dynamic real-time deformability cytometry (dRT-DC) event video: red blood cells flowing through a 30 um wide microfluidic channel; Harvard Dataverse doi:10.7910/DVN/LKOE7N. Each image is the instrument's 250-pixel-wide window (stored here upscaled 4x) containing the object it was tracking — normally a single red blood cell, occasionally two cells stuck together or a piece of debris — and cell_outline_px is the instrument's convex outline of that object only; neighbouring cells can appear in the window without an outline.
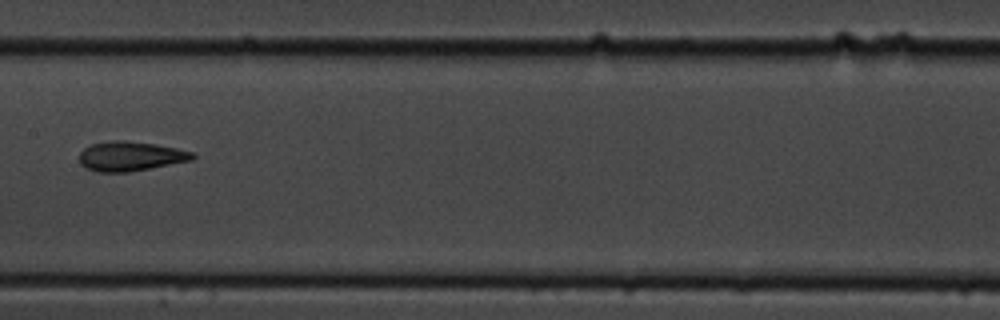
{"species": "common noctule bat (a hibernating species)", "species_latin": "Nyctalus noctula", "temperature_condition": "cold", "stored_images_in_passage": 13, "camera_frame_rate_fps": 3000, "um_per_image_px": 0.085, "animal": {"sex": "male", "body_mass_g": 19.5, "forearm_length_mm": 54.6}, "frame": {"image": 1, "passage_image": 8, "time_ms": 9.0, "image_size_px": [1000, 320], "cell_outline_px": [[196, 156], [192, 160], [128, 172], [100, 172], [88, 168], [80, 164], [80, 152], [84, 148], [92, 144], [112, 140], [124, 140], [156, 144], [176, 148], [192, 152]], "centroid_in_image_um": [11.08, 13.27], "position_along_channel_um": 196.3, "area_um2": 19.31}}
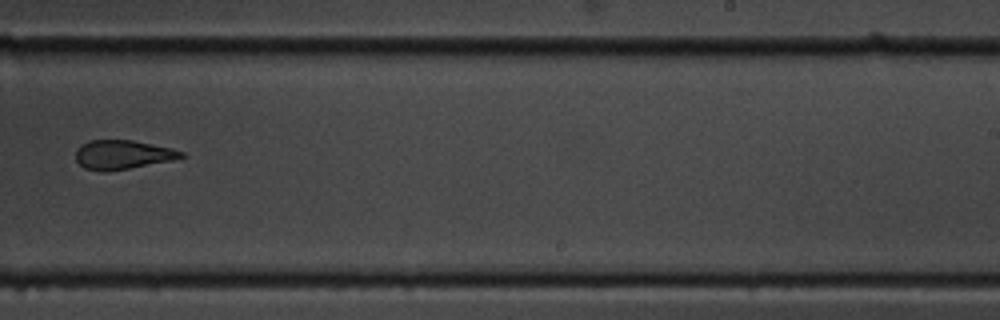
{"frame": {"image": 2, "passage_image": 10, "time_ms": 11.333, "image_size_px": [1000, 320], "cell_outline_px": [[184, 156], [172, 160], [108, 172], [100, 172], [84, 168], [76, 160], [76, 148], [80, 144], [88, 140], [132, 140], [172, 148], [184, 152]], "centroid_in_image_um": [10.37, 13.15], "position_along_channel_um": 278.6, "area_um2": 17.98}}
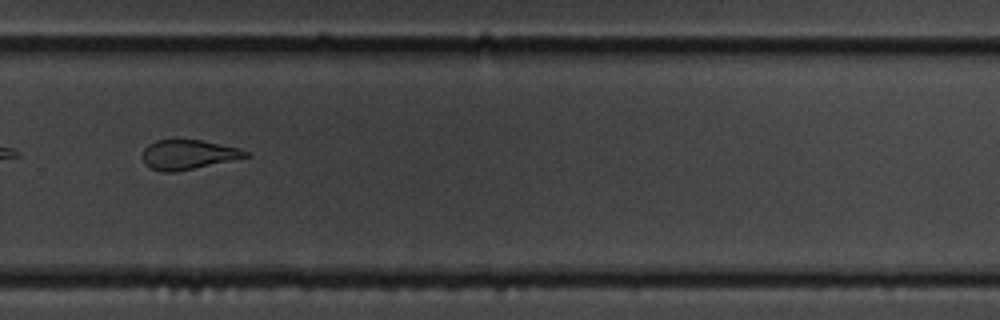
{"frame": {"image": 3, "passage_image": 11, "time_ms": 12.333, "image_size_px": [1000, 320], "cell_outline_px": [[252, 156], [176, 172], [160, 172], [144, 164], [144, 148], [148, 144], [156, 140], [204, 140], [240, 148], [248, 152]], "centroid_in_image_um": [16.03, 13.14], "position_along_channel_um": 313.8, "area_um2": 17.8}, "authors_computed_cell_mechanics": {"area_um2": 19.5942, "velocity_mm_per_s": 3.5491, "shape_relaxation_time_tau1_ms": 6.2482, "shape_relaxation_time_tau2_ms": 3.0113, "deformation_change_tau1": 0.1329, "deformation_change_tau2": 0.0792}}